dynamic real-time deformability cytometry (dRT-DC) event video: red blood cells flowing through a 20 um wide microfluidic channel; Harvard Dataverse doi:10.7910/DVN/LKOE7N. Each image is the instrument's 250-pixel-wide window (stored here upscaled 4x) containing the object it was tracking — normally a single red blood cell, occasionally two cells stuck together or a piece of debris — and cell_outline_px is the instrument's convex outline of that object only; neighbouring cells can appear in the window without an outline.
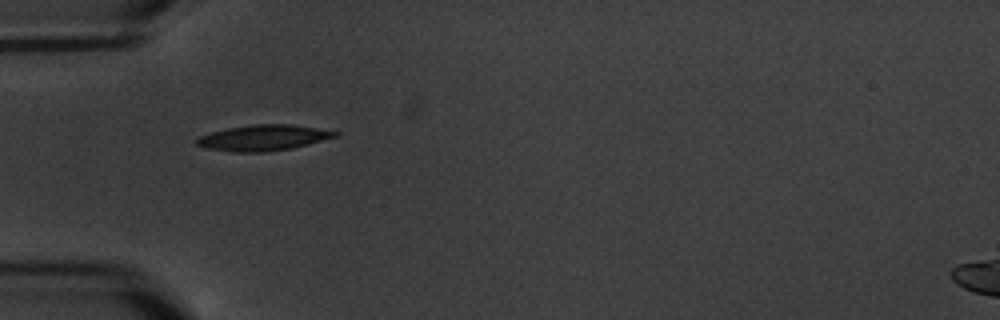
{"species": "common noctule bat (a hibernating species)", "species_latin": "Nyctalus noctula", "temperature_condition": "warm", "stored_images_in_passage": 1, "camera_frame_rate_fps": 3000, "um_per_image_px": 0.085, "animal": {"sex": "male", "body_mass_g": 20.1, "forearm_length_mm": 53.5}, "frame": {"image": 1, "passage_image": 1, "time_ms": 0.0, "image_size_px": [1000, 320], "cell_outline_px": [[340, 132], [336, 136], [292, 148], [264, 152], [232, 152], [208, 148], [196, 144], [196, 140], [200, 136], [212, 132], [228, 128], [252, 124], [292, 124]], "centroid_in_image_um": [22.36, 11.7], "position_along_channel_um": 62.6, "area_um2": 20.46}}